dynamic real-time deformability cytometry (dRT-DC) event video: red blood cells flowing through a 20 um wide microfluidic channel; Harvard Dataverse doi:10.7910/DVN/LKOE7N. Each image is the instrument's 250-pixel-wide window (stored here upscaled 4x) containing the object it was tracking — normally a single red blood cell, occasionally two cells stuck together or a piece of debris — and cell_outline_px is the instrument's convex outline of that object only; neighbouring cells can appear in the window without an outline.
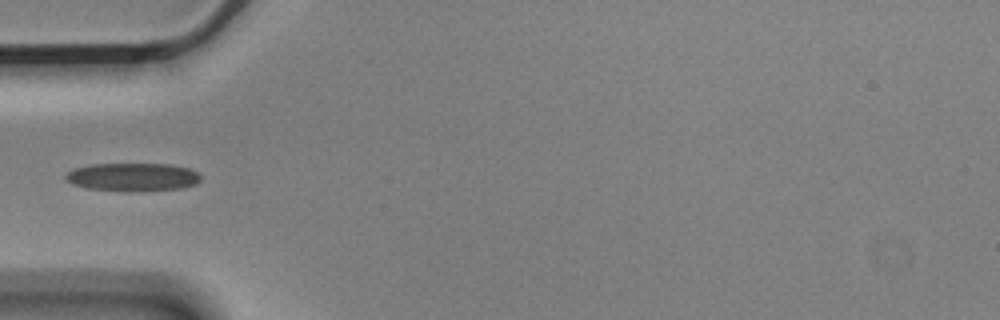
{"species": "Egyptian fruit bat (a non-hibernating species)", "species_latin": "Rousettus aegyptiacus", "temperature_condition": "cold", "stored_images_in_passage": 6, "camera_frame_rate_fps": 3000, "um_per_image_px": 0.085, "animal": {"sex": "male"}, "frame": {"image": 1, "passage_image": 4, "time_ms": 1.0, "image_size_px": [1000, 320], "cell_outline_px": [[200, 180], [196, 184], [184, 188], [88, 188], [72, 184], [64, 176], [68, 172], [76, 168], [92, 164], [168, 164], [188, 168], [196, 172], [200, 176]], "centroid_in_image_um": [11.29, 14.99], "position_along_channel_um": 73.7, "area_um2": 20.75}}
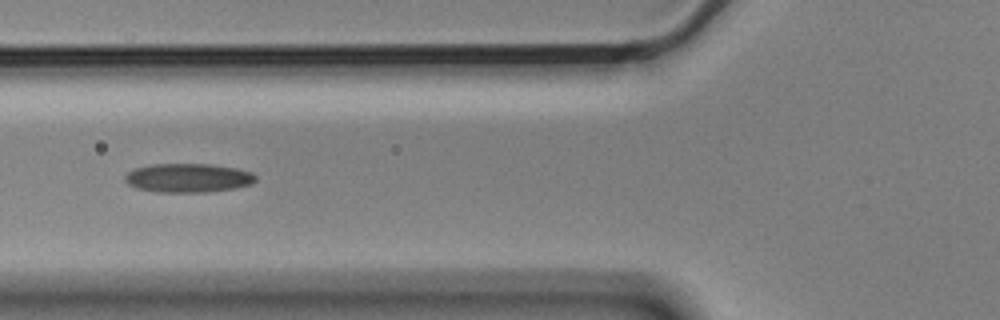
{"frame": {"image": 2, "passage_image": 5, "time_ms": 1.333, "image_size_px": [1000, 320], "cell_outline_px": [[256, 180], [252, 184], [236, 188], [204, 192], [156, 192], [136, 188], [128, 184], [124, 180], [124, 176], [132, 168], [152, 164], [208, 164], [236, 168], [252, 172], [256, 176]], "centroid_in_image_um": [15.97, 15.12], "position_along_channel_um": 109.8, "area_um2": 22.2}}
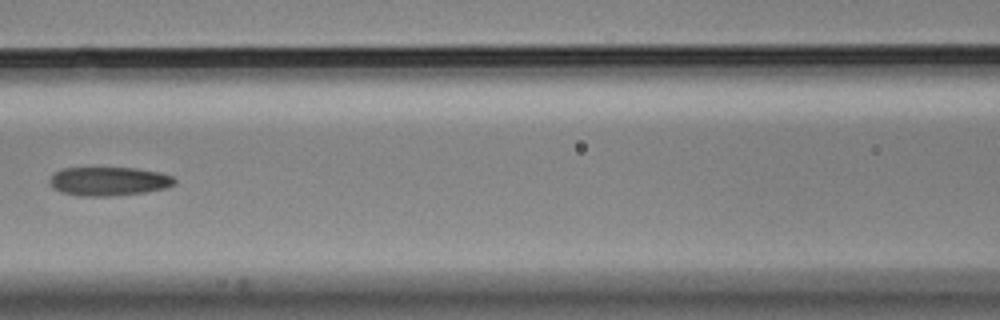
{"frame": {"image": 3, "passage_image": 6, "time_ms": 1.667, "image_size_px": [1000, 320], "cell_outline_px": [[176, 184], [168, 188], [144, 192], [112, 196], [80, 196], [60, 192], [52, 188], [48, 180], [56, 172], [64, 168], [136, 168], [160, 172], [172, 176], [176, 180]], "centroid_in_image_um": [9.26, 15.41], "position_along_channel_um": 157.3, "area_um2": 21.1}}